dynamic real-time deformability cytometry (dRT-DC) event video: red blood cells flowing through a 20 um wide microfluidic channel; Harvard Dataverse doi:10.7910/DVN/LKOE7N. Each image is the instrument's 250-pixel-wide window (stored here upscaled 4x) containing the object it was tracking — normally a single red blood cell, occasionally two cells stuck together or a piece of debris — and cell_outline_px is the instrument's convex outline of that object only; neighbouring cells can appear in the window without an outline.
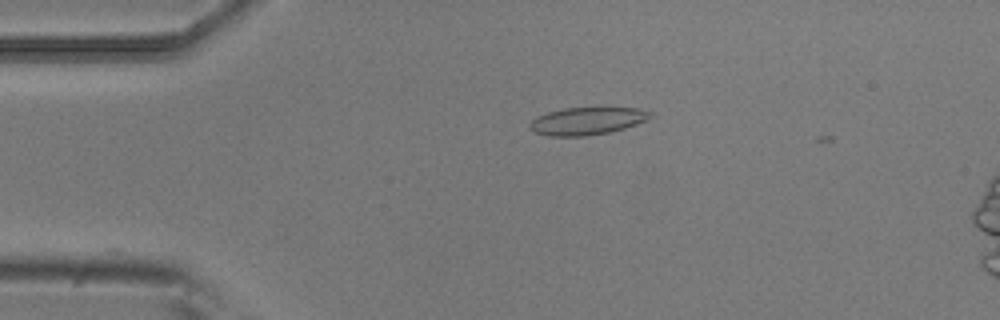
{"species": "common noctule bat (a hibernating species)", "species_latin": "Nyctalus noctula", "temperature_condition": "room temperature", "stored_images_in_passage": 3, "camera_frame_rate_fps": 3000, "um_per_image_px": 0.085, "animal": {"sex": "male", "body_mass_g": 20.5, "forearm_length_mm": 52.5}, "frame": {"image": 1, "passage_image": 2, "time_ms": 0.333, "image_size_px": [1000, 320], "cell_outline_px": [[656, 116], [648, 120], [612, 132], [584, 136], [548, 136], [536, 132], [528, 128], [532, 120], [536, 116], [548, 112], [564, 108], [636, 108], [652, 112]], "centroid_in_image_um": [49.94, 10.28], "position_along_channel_um": 35.1, "area_um2": 19.42}}